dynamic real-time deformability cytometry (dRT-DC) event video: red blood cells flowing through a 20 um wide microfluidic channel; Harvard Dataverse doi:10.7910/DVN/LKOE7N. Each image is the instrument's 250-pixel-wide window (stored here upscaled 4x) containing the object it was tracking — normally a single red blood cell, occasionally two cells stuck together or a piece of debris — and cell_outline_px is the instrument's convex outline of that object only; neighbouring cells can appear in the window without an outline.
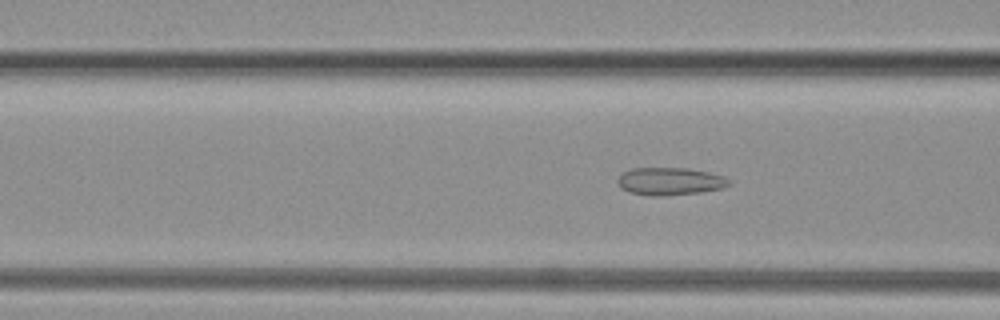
{"species": "common noctule bat (a hibernating species)", "species_latin": "Nyctalus noctula", "temperature_condition": "warm", "stored_images_in_passage": 44, "camera_frame_rate_fps": 3000, "um_per_image_px": 0.085, "animal": {"sex": "female", "body_mass_g": 19.3, "forearm_length_mm": 54.1}, "frame": {"image": 1, "passage_image": 14, "time_ms": 4.333, "image_size_px": [1000, 320], "cell_outline_px": [[732, 184], [724, 188], [704, 192], [664, 196], [648, 196], [628, 192], [620, 188], [616, 180], [624, 172], [632, 168], [688, 168], [708, 172], [724, 176], [732, 180]], "centroid_in_image_um": [56.98, 15.42], "position_along_channel_um": 109.6, "area_um2": 18.32}}
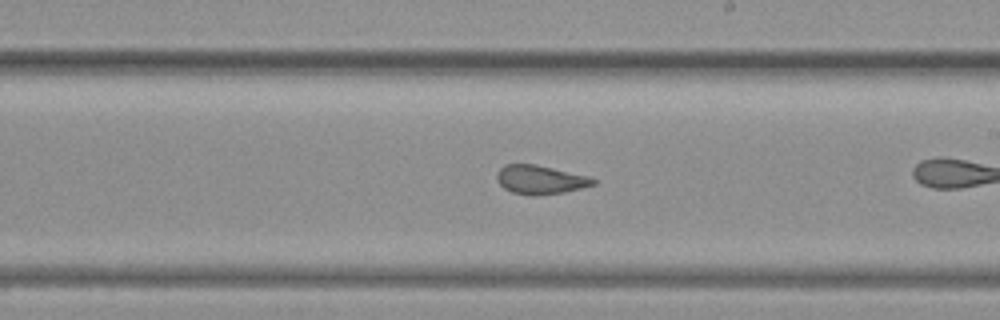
{"frame": {"image": 2, "passage_image": 29, "time_ms": 9.333, "image_size_px": [1000, 320], "cell_outline_px": [[596, 184], [564, 192], [536, 196], [532, 196], [512, 192], [504, 188], [496, 180], [496, 172], [504, 164], [536, 164], [592, 176], [596, 180]], "centroid_in_image_um": [45.93, 15.26], "position_along_channel_um": 243.1, "area_um2": 16.47}}
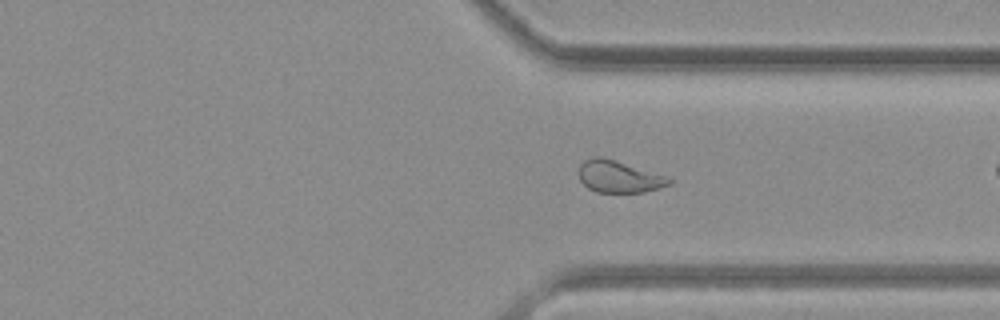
{"frame": {"image": 3, "passage_image": 42, "time_ms": 13.667, "image_size_px": [1000, 320], "cell_outline_px": [[672, 184], [660, 188], [644, 192], [596, 192], [588, 188], [580, 180], [580, 164], [584, 160], [596, 156], [600, 156], [668, 176], [672, 180]], "centroid_in_image_um": [52.64, 15.02], "position_along_channel_um": 358.8, "area_um2": 16.7}}